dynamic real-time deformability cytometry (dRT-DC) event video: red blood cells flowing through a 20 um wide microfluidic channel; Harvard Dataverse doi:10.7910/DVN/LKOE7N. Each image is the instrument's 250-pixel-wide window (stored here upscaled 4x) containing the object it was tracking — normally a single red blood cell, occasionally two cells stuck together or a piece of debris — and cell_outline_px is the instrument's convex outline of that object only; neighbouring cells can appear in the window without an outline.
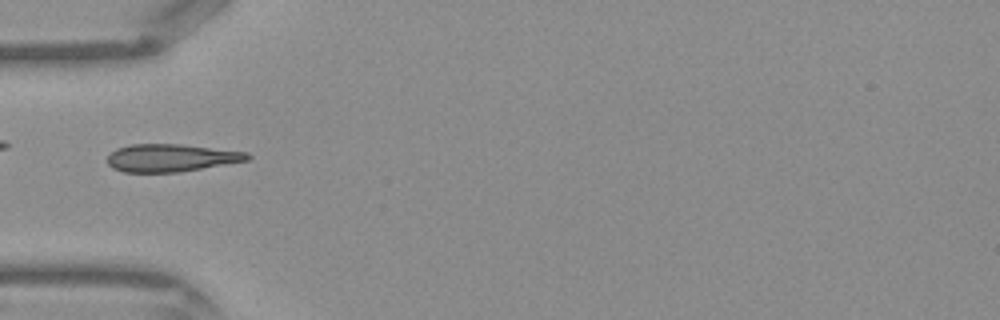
{"species": "Egyptian fruit bat (a non-hibernating species)", "species_latin": "Rousettus aegyptiacus", "temperature_condition": "warm", "stored_images_in_passage": 43, "camera_frame_rate_fps": 3000, "um_per_image_px": 0.085, "frame": {"image": 1, "passage_image": 14, "time_ms": 4.333, "image_size_px": [1000, 320], "cell_outline_px": [[252, 156], [248, 160], [180, 172], [124, 172], [112, 168], [108, 164], [108, 156], [116, 148], [132, 144], [184, 144], [248, 152]], "centroid_in_image_um": [14.55, 13.41], "position_along_channel_um": 70.5, "area_um2": 22.6}}
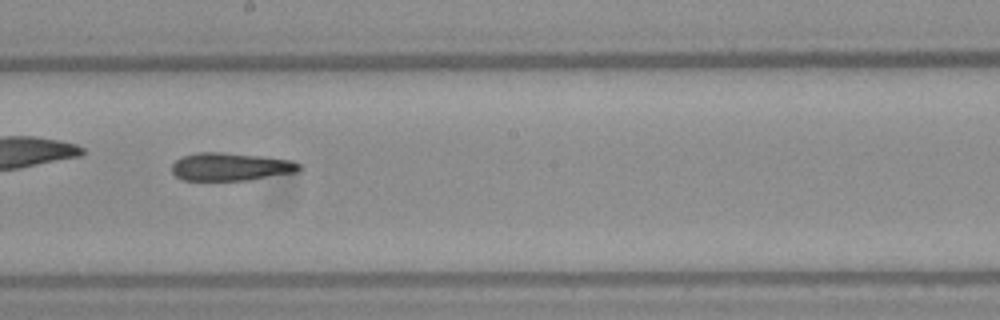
{"frame": {"image": 2, "passage_image": 24, "time_ms": 7.667, "image_size_px": [1000, 320], "cell_outline_px": [[304, 168], [300, 172], [248, 180], [184, 180], [176, 176], [172, 172], [172, 164], [176, 160], [184, 156], [200, 152], [220, 152], [260, 156], [292, 160], [300, 164]], "centroid_in_image_um": [19.67, 14.18], "position_along_channel_um": 228.5, "area_um2": 20.81}}
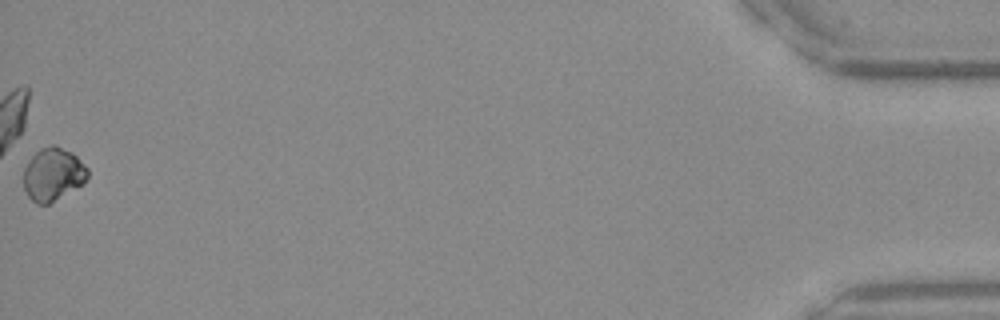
{"frame": {"image": 3, "passage_image": 43, "time_ms": 14.0, "image_size_px": [1000, 320], "cell_outline_px": [[88, 176], [84, 184], [48, 204], [36, 204], [28, 196], [24, 188], [24, 168], [28, 160], [40, 148], [52, 144], [56, 144], [72, 152], [88, 168]], "centroid_in_image_um": [4.51, 14.8], "position_along_channel_um": 430.7, "area_um2": 19.94}}